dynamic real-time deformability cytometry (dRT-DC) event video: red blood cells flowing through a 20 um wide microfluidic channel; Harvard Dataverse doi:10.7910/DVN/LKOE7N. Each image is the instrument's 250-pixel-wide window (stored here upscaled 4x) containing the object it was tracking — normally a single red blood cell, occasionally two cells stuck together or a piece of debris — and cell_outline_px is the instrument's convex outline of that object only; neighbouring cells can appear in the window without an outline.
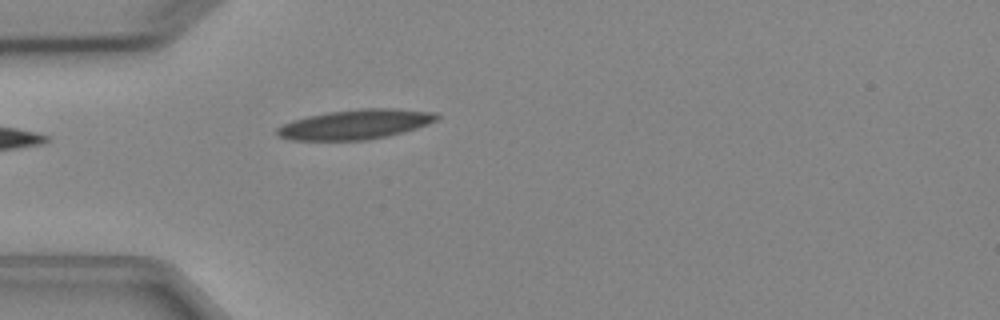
{"species": "Egyptian fruit bat (a non-hibernating species)", "species_latin": "Rousettus aegyptiacus", "temperature_condition": "cold", "stored_images_in_passage": 4, "camera_frame_rate_fps": 3000, "um_per_image_px": 0.085, "animal": {"sex": "female"}, "frame": {"image": 1, "passage_image": 4, "time_ms": 4.333, "image_size_px": [1000, 320], "cell_outline_px": [[440, 116], [436, 120], [428, 124], [416, 128], [388, 136], [368, 140], [292, 140], [280, 136], [276, 132], [276, 128], [292, 120], [308, 116], [328, 112], [360, 108], [396, 108], [436, 112]], "centroid_in_image_um": [30.24, 10.56], "position_along_channel_um": 54.8, "area_um2": 27.69}}